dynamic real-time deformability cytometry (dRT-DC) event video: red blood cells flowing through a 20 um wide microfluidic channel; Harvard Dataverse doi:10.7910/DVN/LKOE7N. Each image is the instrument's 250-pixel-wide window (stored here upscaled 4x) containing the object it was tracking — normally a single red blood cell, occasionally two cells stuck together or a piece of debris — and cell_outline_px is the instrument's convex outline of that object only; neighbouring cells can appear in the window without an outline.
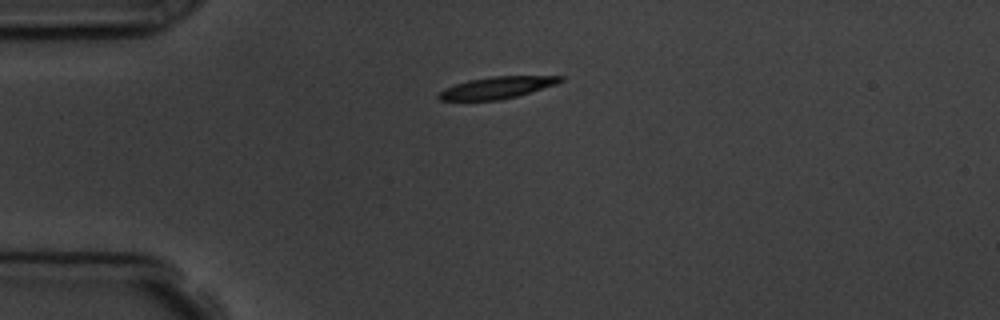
{"species": "common noctule bat (a hibernating species)", "species_latin": "Nyctalus noctula", "temperature_condition": "room temperature", "stored_images_in_passage": 1, "camera_frame_rate_fps": 3000, "um_per_image_px": 0.085, "animal": {"sex": "male", "body_mass_g": 19.5, "forearm_length_mm": 54.6}, "frame": {"image": 1, "passage_image": 1, "time_ms": 0.0, "image_size_px": [1000, 320], "cell_outline_px": [[564, 80], [556, 84], [516, 96], [500, 100], [440, 100], [436, 96], [444, 88], [468, 80], [492, 76], [564, 76]], "centroid_in_image_um": [42.23, 7.44], "position_along_channel_um": 42.8, "area_um2": 15.32}}